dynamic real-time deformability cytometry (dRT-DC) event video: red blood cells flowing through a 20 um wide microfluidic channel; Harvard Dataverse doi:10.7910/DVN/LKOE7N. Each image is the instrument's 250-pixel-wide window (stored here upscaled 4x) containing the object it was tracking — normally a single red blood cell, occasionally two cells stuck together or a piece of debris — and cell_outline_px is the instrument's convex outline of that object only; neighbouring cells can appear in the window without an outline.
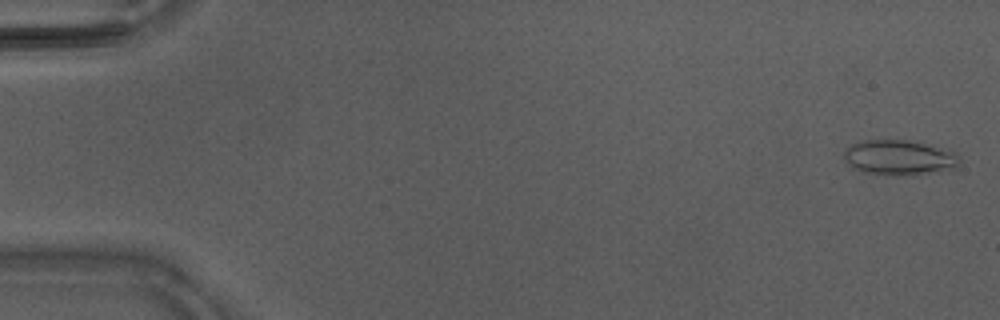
{"species": "Egyptian fruit bat (a non-hibernating species)", "species_latin": "Rousettus aegyptiacus", "temperature_condition": "warm", "stored_images_in_passage": 46, "camera_frame_rate_fps": 3000, "um_per_image_px": 0.085, "animal": {"sex": "male"}, "frame": {"image": 1, "passage_image": 2, "time_ms": 0.333, "image_size_px": [1000, 320], "cell_outline_px": [[960, 164], [952, 168], [912, 176], [900, 176], [860, 172], [852, 168], [844, 160], [844, 152], [852, 144], [860, 140], [908, 140], [956, 152], [960, 156]], "centroid_in_image_um": [76.4, 13.41], "position_along_channel_um": 8.6, "area_um2": 23.76}}
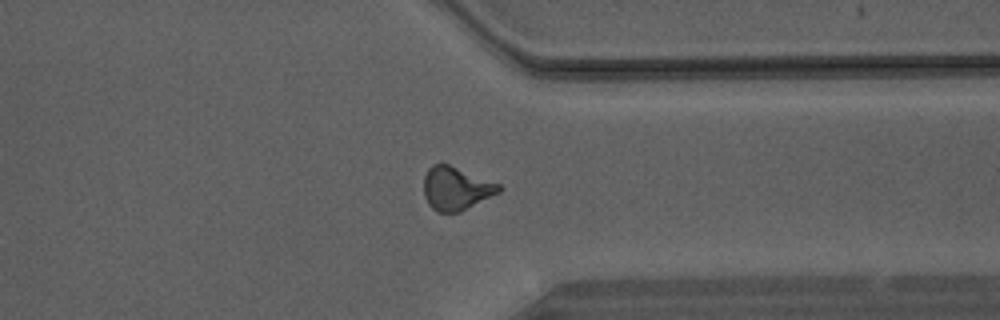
{"frame": {"image": 2, "passage_image": 36, "time_ms": 11.667, "image_size_px": [1000, 320], "cell_outline_px": [[504, 188], [500, 192], [460, 212], [436, 212], [428, 204], [424, 196], [424, 176], [428, 168], [432, 164], [448, 164], [500, 184]], "centroid_in_image_um": [38.76, 16.02], "position_along_channel_um": 372.6, "area_um2": 18.96}}
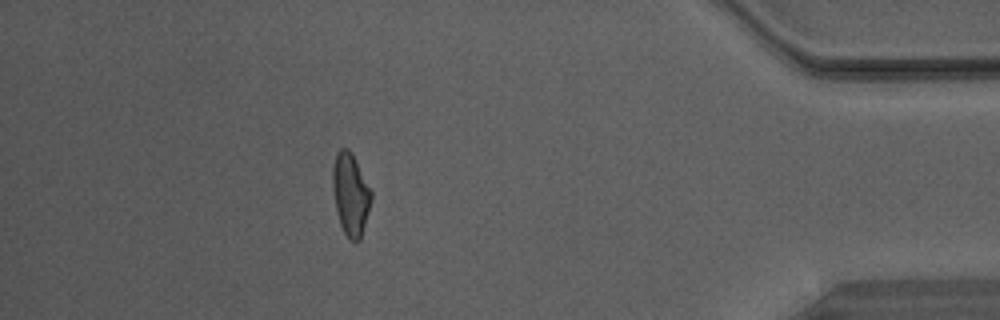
{"frame": {"image": 3, "passage_image": 41, "time_ms": 13.333, "image_size_px": [1000, 320], "cell_outline_px": [[372, 200], [360, 240], [356, 244], [348, 240], [340, 224], [336, 208], [332, 184], [332, 168], [336, 152], [340, 148], [348, 148], [352, 152], [372, 192]], "centroid_in_image_um": [29.8, 16.52], "position_along_channel_um": 405.4, "area_um2": 18.67}}